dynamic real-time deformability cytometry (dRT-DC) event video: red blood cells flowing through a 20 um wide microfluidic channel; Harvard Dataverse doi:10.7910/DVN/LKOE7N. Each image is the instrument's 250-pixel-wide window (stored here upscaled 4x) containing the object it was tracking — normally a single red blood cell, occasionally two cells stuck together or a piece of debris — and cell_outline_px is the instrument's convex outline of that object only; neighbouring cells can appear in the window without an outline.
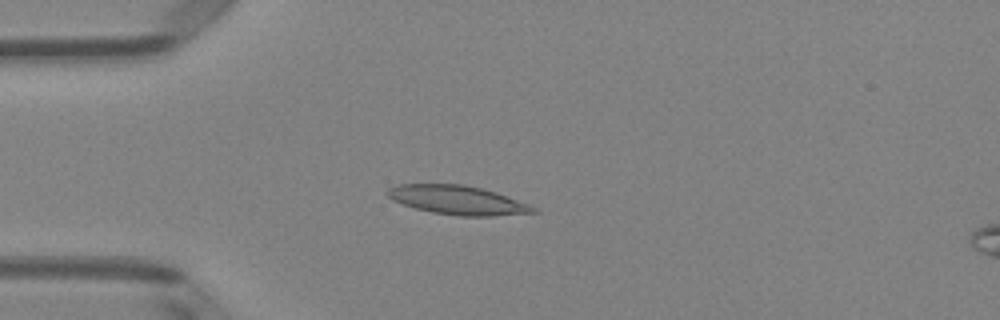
{"species": "Egyptian fruit bat (a non-hibernating species)", "species_latin": "Rousettus aegyptiacus", "temperature_condition": "room temperature", "stored_images_in_passage": 38, "camera_frame_rate_fps": 3000, "um_per_image_px": 0.085, "animal": {"sex": "female"}, "frame": {"image": 1, "passage_image": 1, "time_ms": 0.0, "image_size_px": [1000, 320], "cell_outline_px": [[540, 212], [492, 216], [460, 216], [432, 212], [416, 208], [392, 200], [388, 196], [388, 188], [396, 184], [464, 184], [496, 192], [528, 204], [536, 208]], "centroid_in_image_um": [38.9, 17.0], "position_along_channel_um": 46.1, "area_um2": 24.45}}
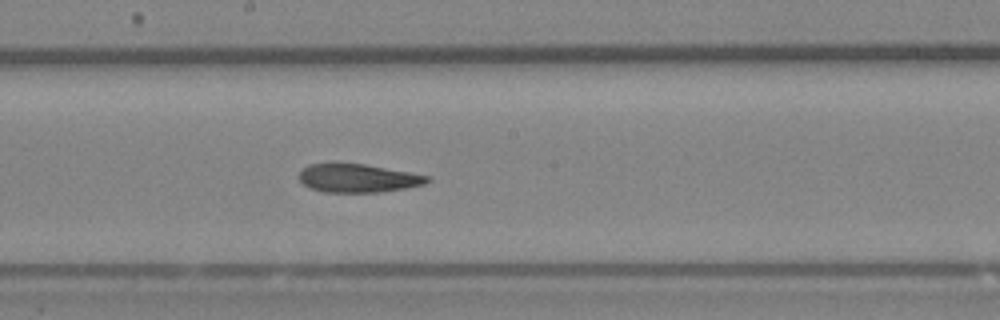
{"frame": {"image": 2, "passage_image": 15, "time_ms": 4.667, "image_size_px": [1000, 320], "cell_outline_px": [[432, 180], [424, 184], [408, 188], [380, 192], [324, 192], [312, 188], [304, 184], [300, 180], [300, 172], [308, 164], [336, 160], [364, 164], [432, 176]], "centroid_in_image_um": [30.43, 15.1], "position_along_channel_um": 217.8, "area_um2": 21.85}}
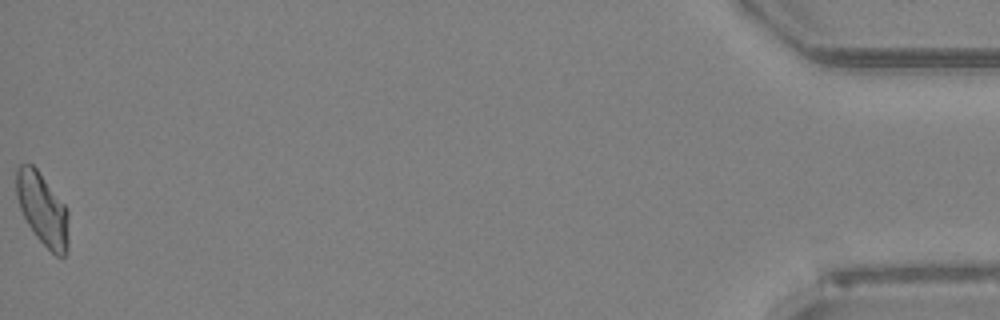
{"frame": {"image": 3, "passage_image": 38, "time_ms": 12.333, "image_size_px": [1000, 320], "cell_outline_px": [[68, 248], [64, 256], [60, 260], [36, 236], [28, 224], [20, 208], [16, 196], [16, 168], [20, 164], [32, 164], [36, 168], [64, 204], [68, 212]], "centroid_in_image_um": [3.62, 17.8], "position_along_channel_um": 431.6, "area_um2": 21.91}, "authors_computed_cell_mechanics": {"area_um2": 21.9062, "velocity_mm_per_s": 4.0576, "shape_relaxation_time_tau1_ms": 7.732, "shape_relaxation_time_tau2_ms": 4.1949, "deformation_change_tau1": 0.1569, "deformation_change_tau2": 0.112}}